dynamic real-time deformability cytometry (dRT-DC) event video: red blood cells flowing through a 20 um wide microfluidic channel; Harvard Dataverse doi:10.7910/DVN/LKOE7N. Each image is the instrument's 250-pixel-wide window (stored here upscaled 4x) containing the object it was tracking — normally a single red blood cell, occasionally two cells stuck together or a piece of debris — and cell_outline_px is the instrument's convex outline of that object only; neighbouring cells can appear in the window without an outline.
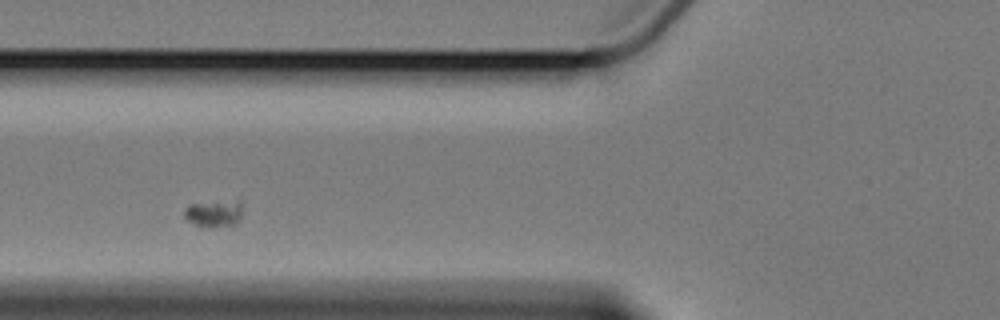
{"species": "Egyptian fruit bat (a non-hibernating species)", "species_latin": "Rousettus aegyptiacus", "temperature_condition": "cold", "stored_images_in_passage": 3, "camera_frame_rate_fps": 3000, "um_per_image_px": 0.085, "animal": {"sex": "female"}, "frame": {"image": 1, "passage_image": 2, "time_ms": 1.333, "image_size_px": [1000, 320], "cell_outline_px": [[244, 204], [240, 220], [236, 224], [212, 228], [200, 228], [188, 220], [184, 216], [184, 208], [188, 204], [240, 196]], "centroid_in_image_um": [18.28, 18.07], "position_along_channel_um": 107.5, "area_um2": 10.35}}
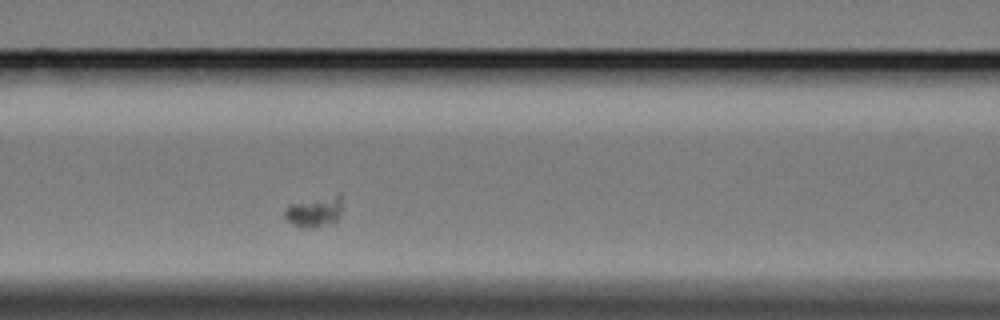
{"frame": {"image": 2, "passage_image": 3, "time_ms": 2.333, "image_size_px": [1000, 320], "cell_outline_px": [[340, 216], [336, 220], [312, 228], [300, 228], [288, 220], [284, 216], [284, 212], [288, 204], [340, 192]], "centroid_in_image_um": [26.71, 17.96], "position_along_channel_um": 139.9, "area_um2": 10.23}}